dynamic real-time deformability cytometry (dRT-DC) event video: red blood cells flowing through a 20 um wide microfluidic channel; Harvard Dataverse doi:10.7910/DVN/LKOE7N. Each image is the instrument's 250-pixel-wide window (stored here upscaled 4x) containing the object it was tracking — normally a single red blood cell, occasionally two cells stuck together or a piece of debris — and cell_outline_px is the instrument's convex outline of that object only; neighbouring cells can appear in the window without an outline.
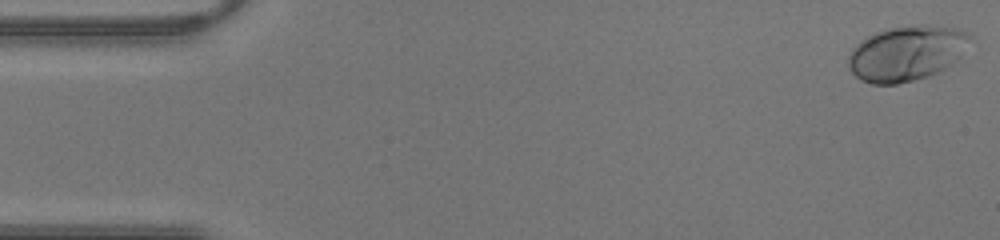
{"species": "human", "species_latin": "Homo sapiens", "temperature_condition": "warm", "stored_images_in_passage": 43, "camera_frame_rate_fps": 3000, "um_per_image_px": 0.085, "donor": {"sex": "male"}, "frame": {"image": 1, "passage_image": 1, "time_ms": 0.0, "image_size_px": [1000, 240], "cell_outline_px": [[976, 36], [960, 56], [956, 60], [940, 72], [928, 76], [896, 84], [872, 84], [860, 80], [848, 68], [848, 56], [852, 48], [856, 44], [868, 36], [876, 32], [888, 28], [920, 24], [924, 24], [960, 28]], "centroid_in_image_um": [77.1, 4.5], "position_along_channel_um": 7.9, "area_um2": 39.59}}
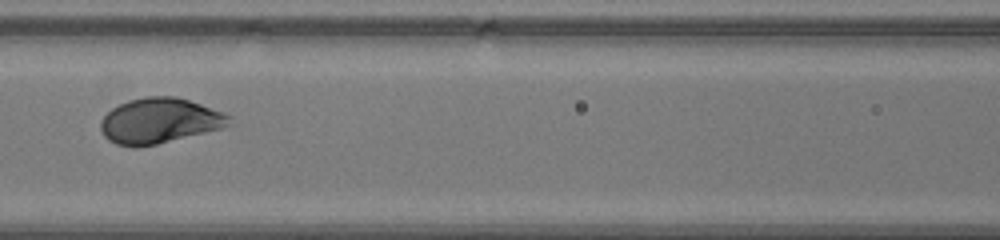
{"frame": {"image": 2, "passage_image": 19, "time_ms": 6.0, "image_size_px": [1000, 240], "cell_outline_px": [[232, 124], [220, 128], [156, 144], [116, 144], [108, 140], [104, 136], [100, 128], [100, 120], [112, 108], [128, 100], [144, 96], [176, 96], [224, 112], [232, 116]], "centroid_in_image_um": [13.57, 10.22], "position_along_channel_um": 153.0, "area_um2": 33.35}}
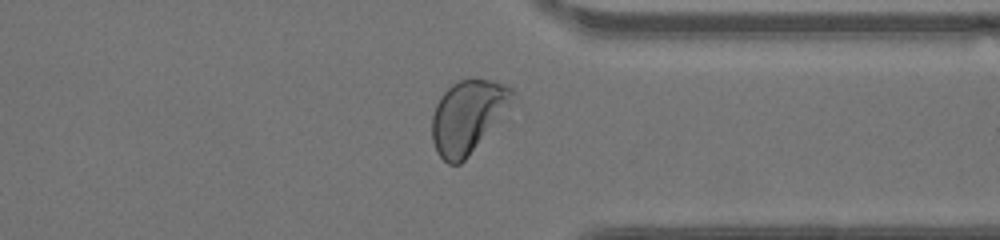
{"frame": {"image": 3, "passage_image": 33, "time_ms": 10.667, "image_size_px": [1000, 240], "cell_outline_px": [[512, 92], [508, 104], [468, 156], [460, 164], [448, 164], [436, 152], [432, 140], [432, 116], [436, 104], [440, 96], [452, 84], [460, 80], [492, 80], [512, 88]], "centroid_in_image_um": [39.64, 9.91], "position_along_channel_um": 371.8, "area_um2": 32.54}}